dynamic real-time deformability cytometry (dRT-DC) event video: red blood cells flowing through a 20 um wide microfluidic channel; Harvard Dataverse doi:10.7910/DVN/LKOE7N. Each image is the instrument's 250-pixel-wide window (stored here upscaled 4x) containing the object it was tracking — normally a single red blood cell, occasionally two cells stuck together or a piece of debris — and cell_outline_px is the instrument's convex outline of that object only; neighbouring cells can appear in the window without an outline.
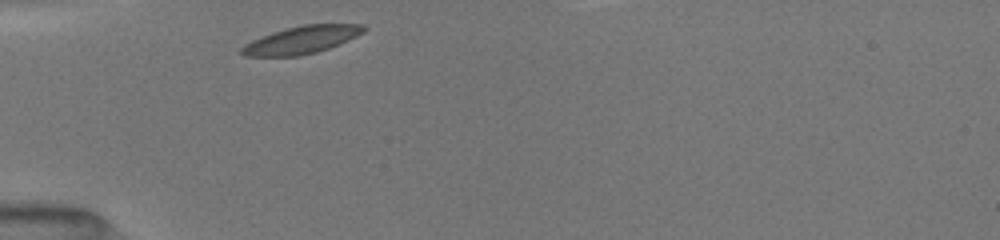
{"species": "common noctule bat (a hibernating species)", "species_latin": "Nyctalus noctula", "temperature_condition": "room temperature", "stored_images_in_passage": 29, "camera_frame_rate_fps": 3000, "um_per_image_px": 0.085, "animal": {"sex": "female", "body_mass_g": 19.5, "forearm_length_mm": 54.1}, "frame": {"image": 1, "passage_image": 1, "time_ms": 0.0, "image_size_px": [1000, 240], "cell_outline_px": [[368, 28], [364, 32], [348, 40], [328, 48], [316, 52], [300, 56], [244, 56], [240, 52], [240, 48], [244, 44], [252, 40], [272, 32], [304, 24], [364, 24]], "centroid_in_image_um": [25.63, 3.39], "position_along_channel_um": 59.4, "area_um2": 19.59}}
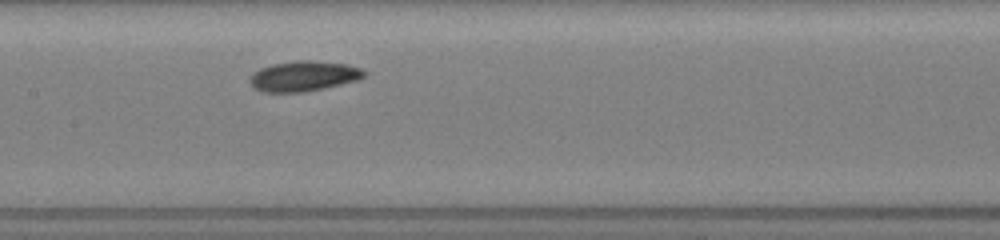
{"frame": {"image": 2, "passage_image": 11, "time_ms": 3.333, "image_size_px": [1000, 240], "cell_outline_px": [[368, 72], [364, 76], [356, 80], [324, 88], [304, 92], [260, 92], [252, 88], [248, 80], [252, 72], [260, 68], [272, 64], [296, 60], [316, 60], [348, 64], [360, 68]], "centroid_in_image_um": [25.76, 6.46], "position_along_channel_um": 181.6, "area_um2": 20.46}}
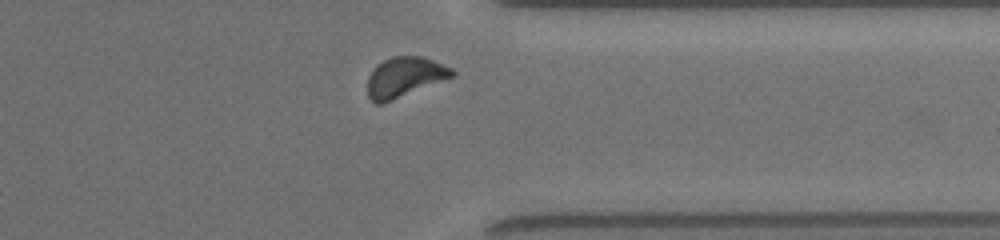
{"frame": {"image": 3, "passage_image": 26, "time_ms": 8.333, "image_size_px": [1000, 240], "cell_outline_px": [[456, 72], [452, 76], [380, 104], [376, 104], [368, 96], [368, 76], [376, 64], [392, 56], [424, 56], [452, 68]], "centroid_in_image_um": [34.35, 6.51], "position_along_channel_um": 377.0, "area_um2": 19.25}, "authors_computed_cell_mechanics": {"area_um2": 19.5942, "velocity_mm_per_s": 3.9393, "shape_relaxation_time_tau1_ms": 1.1883, "shape_relaxation_time_tau2_ms": 5.2139, "deformation_change_tau1": 0.0815, "deformation_change_tau2": 0.0974}}